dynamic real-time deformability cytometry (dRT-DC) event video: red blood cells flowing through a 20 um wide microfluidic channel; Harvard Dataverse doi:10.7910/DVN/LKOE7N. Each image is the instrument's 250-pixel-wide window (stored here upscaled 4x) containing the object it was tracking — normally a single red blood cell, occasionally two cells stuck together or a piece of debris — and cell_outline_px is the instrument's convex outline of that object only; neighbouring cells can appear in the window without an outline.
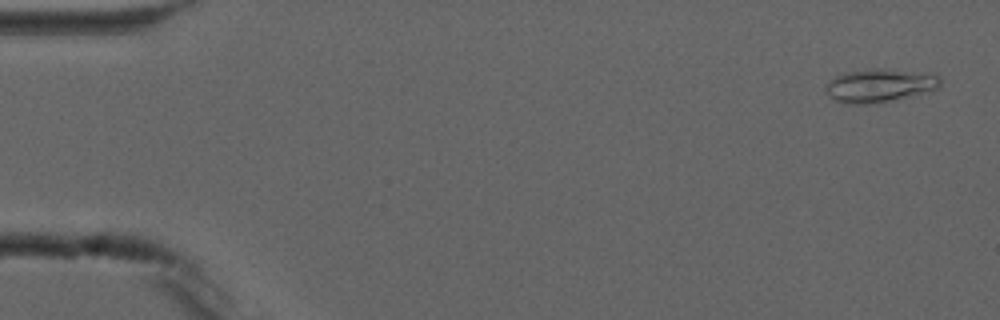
{"species": "common noctule bat (a hibernating species)", "species_latin": "Nyctalus noctula", "temperature_condition": "cold", "stored_images_in_passage": 7, "camera_frame_rate_fps": 3000, "um_per_image_px": 0.085, "animal": {"sex": "male", "forearm_length_mm": 52.5}, "frame": {"image": 1, "passage_image": 1, "time_ms": 0.0, "image_size_px": [1000, 320], "cell_outline_px": [[940, 88], [872, 104], [848, 104], [836, 100], [824, 88], [824, 84], [836, 76], [848, 72], [872, 68], [884, 68], [932, 72], [940, 76]], "centroid_in_image_um": [74.81, 7.23], "position_along_channel_um": 10.2, "area_um2": 22.25}}
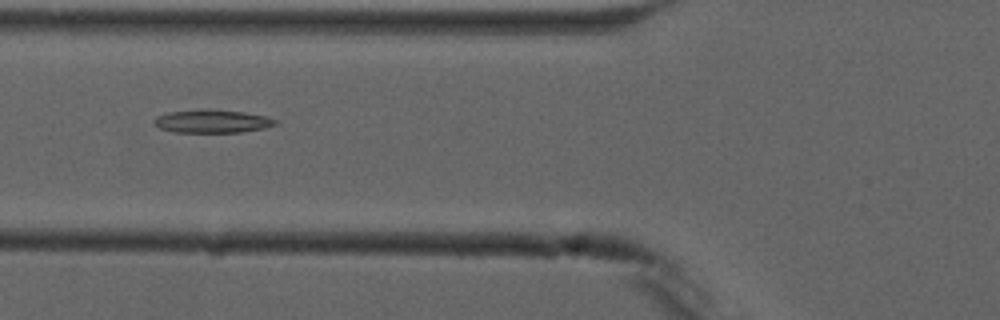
{"frame": {"image": 2, "passage_image": 6, "time_ms": 6.0, "image_size_px": [1000, 320], "cell_outline_px": [[280, 124], [264, 128], [240, 132], [172, 132], [160, 128], [152, 120], [156, 116], [168, 112], [244, 112], [268, 116], [276, 120]], "centroid_in_image_um": [18.09, 10.36], "position_along_channel_um": 107.7, "area_um2": 15.49}}
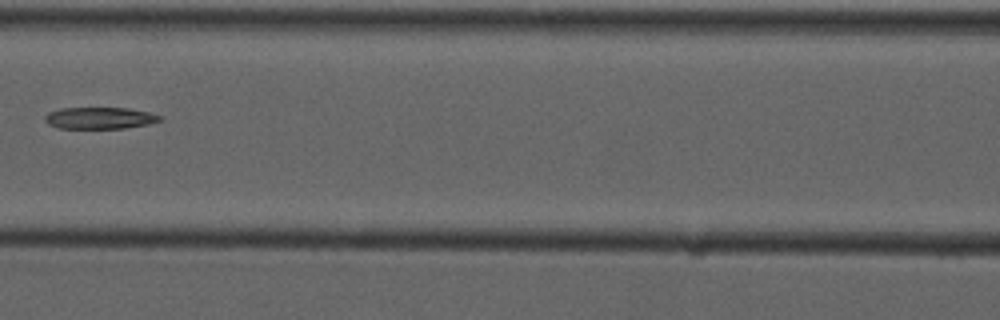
{"frame": {"image": 3, "passage_image": 7, "time_ms": 7.333, "image_size_px": [1000, 320], "cell_outline_px": [[164, 120], [148, 124], [124, 128], [60, 128], [48, 124], [44, 120], [44, 116], [48, 112], [60, 108], [128, 108], [148, 112], [160, 116]], "centroid_in_image_um": [8.46, 10.03], "position_along_channel_um": 158.1, "area_um2": 14.51}}